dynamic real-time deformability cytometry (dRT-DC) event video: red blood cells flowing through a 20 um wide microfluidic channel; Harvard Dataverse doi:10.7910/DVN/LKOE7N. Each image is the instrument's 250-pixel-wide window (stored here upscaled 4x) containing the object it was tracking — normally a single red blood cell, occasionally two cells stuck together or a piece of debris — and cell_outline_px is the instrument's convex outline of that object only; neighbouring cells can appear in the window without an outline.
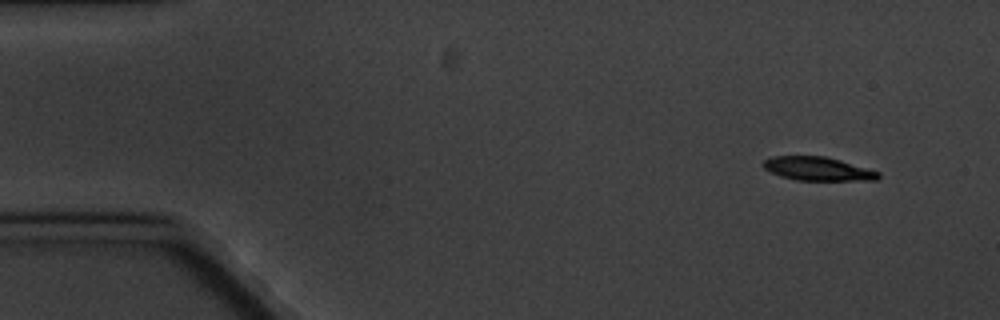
{"species": "common noctule bat (a hibernating species)", "species_latin": "Nyctalus noctula", "temperature_condition": "cold", "stored_images_in_passage": 4, "camera_frame_rate_fps": 3000, "um_per_image_px": 0.085, "animal": {"sex": "male", "body_mass_g": 20.1, "forearm_length_mm": 53.5}, "frame": {"image": 1, "passage_image": 1, "time_ms": 0.0, "image_size_px": [1000, 320], "cell_outline_px": [[880, 176], [876, 180], [796, 180], [780, 176], [764, 168], [760, 164], [764, 160], [772, 156], [824, 156], [840, 160], [880, 172]], "centroid_in_image_um": [69.48, 14.34], "position_along_channel_um": 15.5, "area_um2": 15.78}}
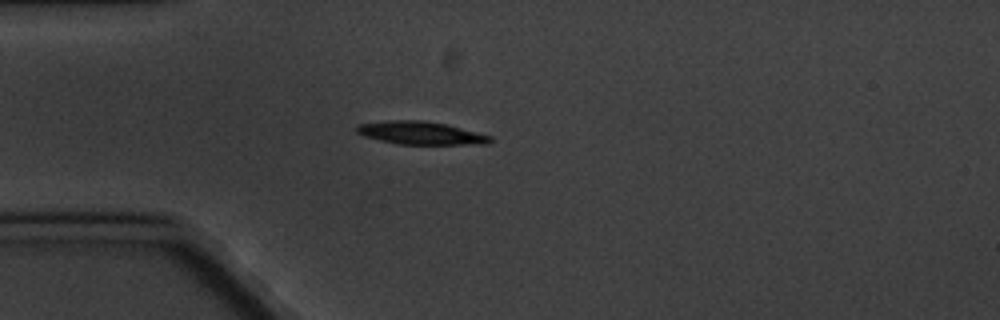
{"frame": {"image": 2, "passage_image": 4, "time_ms": 3.667, "image_size_px": [1000, 320], "cell_outline_px": [[492, 140], [488, 144], [400, 144], [380, 140], [364, 136], [356, 132], [356, 128], [360, 124], [388, 120], [420, 120], [448, 124], [492, 136]], "centroid_in_image_um": [35.79, 11.3], "position_along_channel_um": 49.2, "area_um2": 17.8}}